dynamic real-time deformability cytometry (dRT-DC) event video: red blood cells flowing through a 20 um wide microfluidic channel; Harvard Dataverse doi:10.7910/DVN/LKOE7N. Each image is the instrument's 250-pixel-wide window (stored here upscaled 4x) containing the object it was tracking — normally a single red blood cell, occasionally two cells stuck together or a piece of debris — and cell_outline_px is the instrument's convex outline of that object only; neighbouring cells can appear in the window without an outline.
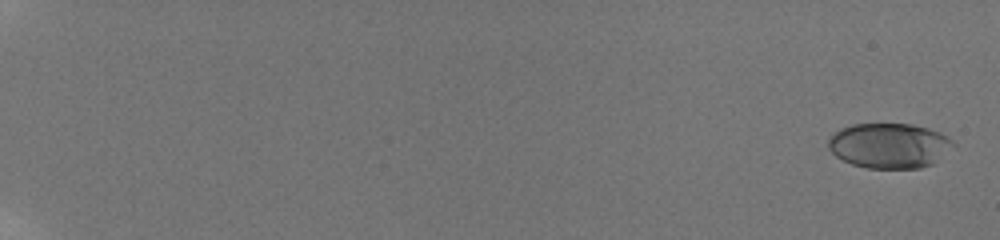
{"species": "human", "species_latin": "Homo sapiens", "temperature_condition": "room temperature", "stored_images_in_passage": 24, "camera_frame_rate_fps": 3000, "um_per_image_px": 0.085, "donor": {"sex": "male"}, "frame": {"image": 1, "passage_image": 1, "time_ms": 0.0, "image_size_px": [1000, 240], "cell_outline_px": [[952, 144], [932, 164], [920, 168], [868, 168], [852, 164], [836, 156], [828, 148], [828, 140], [840, 128], [852, 124], [912, 124], [928, 128], [940, 132]], "centroid_in_image_um": [75.51, 12.37], "position_along_channel_um": 9.5, "area_um2": 32.14}}
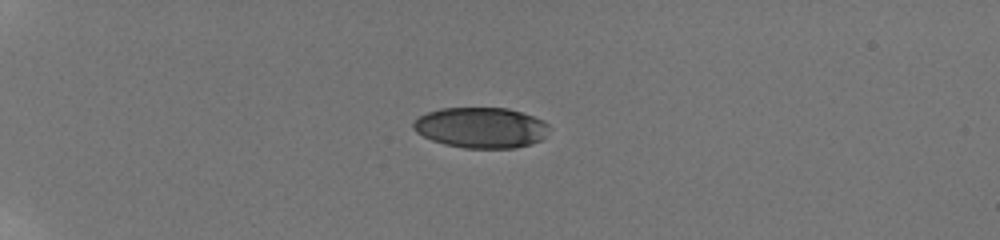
{"frame": {"image": 2, "passage_image": 17, "time_ms": 5.667, "image_size_px": [1000, 240], "cell_outline_px": [[548, 128], [544, 136], [540, 140], [532, 144], [516, 148], [464, 148], [444, 144], [432, 140], [416, 132], [412, 128], [412, 124], [420, 116], [428, 112], [440, 108], [508, 108], [544, 120], [548, 124]], "centroid_in_image_um": [40.88, 10.85], "position_along_channel_um": 44.1, "area_um2": 32.08}}